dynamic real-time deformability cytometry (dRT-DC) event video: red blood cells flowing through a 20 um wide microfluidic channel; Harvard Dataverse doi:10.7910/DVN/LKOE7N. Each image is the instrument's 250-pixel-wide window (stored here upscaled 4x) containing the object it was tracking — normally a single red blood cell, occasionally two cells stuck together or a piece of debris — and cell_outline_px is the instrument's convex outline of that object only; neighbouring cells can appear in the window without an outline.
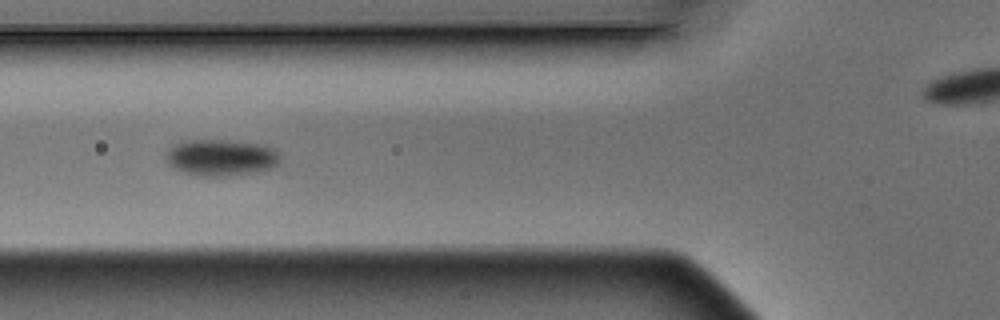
{"species": "Egyptian fruit bat (a non-hibernating species)", "species_latin": "Rousettus aegyptiacus", "temperature_condition": "warm", "stored_images_in_passage": 6, "camera_frame_rate_fps": 3000, "um_per_image_px": 0.085, "animal": {"sex": "male"}, "frame": {"image": 1, "passage_image": 4, "time_ms": 1.0, "image_size_px": [1000, 320], "cell_outline_px": [[280, 164], [272, 168], [260, 172], [224, 176], [200, 176], [180, 172], [172, 168], [168, 164], [164, 156], [164, 152], [172, 144], [188, 140], [228, 140], [264, 144], [280, 152]], "centroid_in_image_um": [18.77, 13.39], "position_along_channel_um": 107.0, "area_um2": 25.03}}
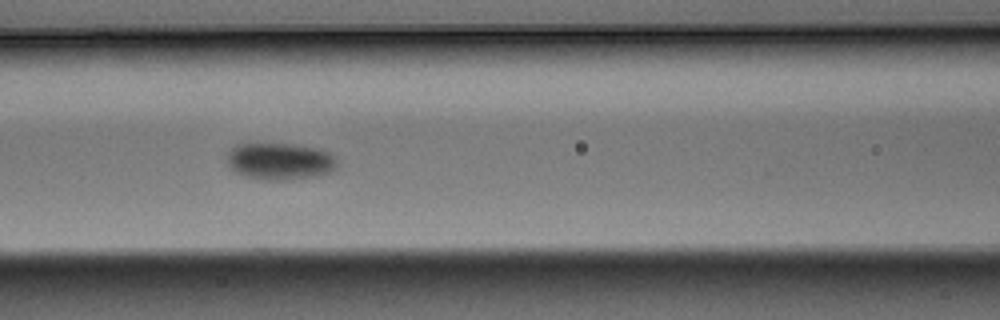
{"frame": {"image": 2, "passage_image": 5, "time_ms": 1.333, "image_size_px": [1000, 320], "cell_outline_px": [[336, 168], [320, 176], [280, 180], [264, 180], [244, 176], [228, 168], [228, 152], [236, 144], [244, 140], [292, 144], [320, 148], [336, 156]], "centroid_in_image_um": [23.73, 13.66], "position_along_channel_um": 142.9, "area_um2": 24.62}}
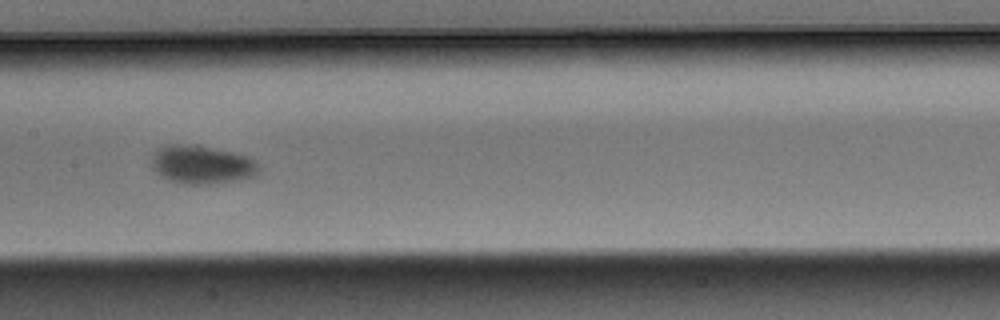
{"frame": {"image": 3, "passage_image": 6, "time_ms": 1.667, "image_size_px": [1000, 320], "cell_outline_px": [[260, 172], [256, 176], [240, 180], [208, 184], [180, 184], [168, 180], [160, 176], [152, 168], [152, 156], [160, 148], [172, 144], [200, 144], [248, 156], [256, 160], [260, 168]], "centroid_in_image_um": [17.19, 14.0], "position_along_channel_um": 190.2, "area_um2": 24.45}}